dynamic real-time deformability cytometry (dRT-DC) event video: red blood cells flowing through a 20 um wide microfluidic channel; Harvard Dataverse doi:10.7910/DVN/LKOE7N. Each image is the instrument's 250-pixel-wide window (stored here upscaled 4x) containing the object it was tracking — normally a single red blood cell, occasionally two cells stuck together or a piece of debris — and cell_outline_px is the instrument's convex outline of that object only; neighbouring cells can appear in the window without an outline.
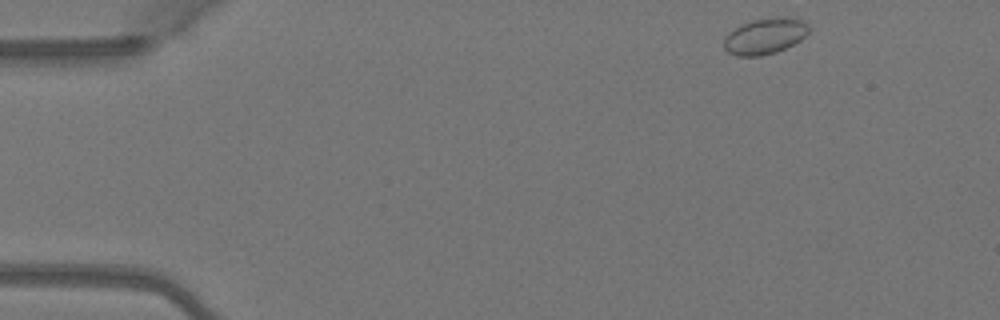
{"species": "Egyptian fruit bat (a non-hibernating species)", "species_latin": "Rousettus aegyptiacus", "temperature_condition": "warm", "stored_images_in_passage": 22, "camera_frame_rate_fps": 3000, "um_per_image_px": 0.085, "animal": {"sex": "female"}, "frame": {"image": 1, "passage_image": 1, "time_ms": 0.0, "image_size_px": [1000, 320], "cell_outline_px": [[808, 32], [800, 40], [776, 52], [760, 56], [736, 56], [728, 52], [724, 48], [724, 40], [728, 32], [740, 24], [752, 20], [804, 20], [808, 24]], "centroid_in_image_um": [64.94, 3.12], "position_along_channel_um": 20.1, "area_um2": 17.05}}
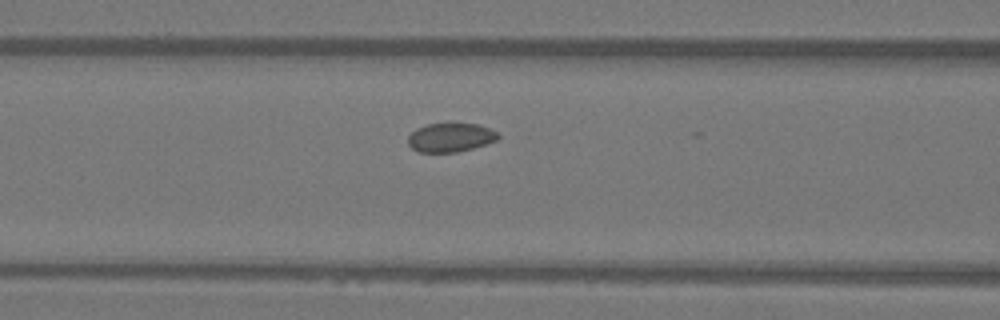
{"frame": {"image": 2, "passage_image": 16, "time_ms": 5.0, "image_size_px": [1000, 320], "cell_outline_px": [[500, 136], [496, 140], [472, 148], [456, 152], [420, 152], [412, 148], [408, 144], [408, 136], [416, 128], [428, 124], [480, 124], [496, 132]], "centroid_in_image_um": [38.26, 11.68], "position_along_channel_um": 128.3, "area_um2": 14.91}}
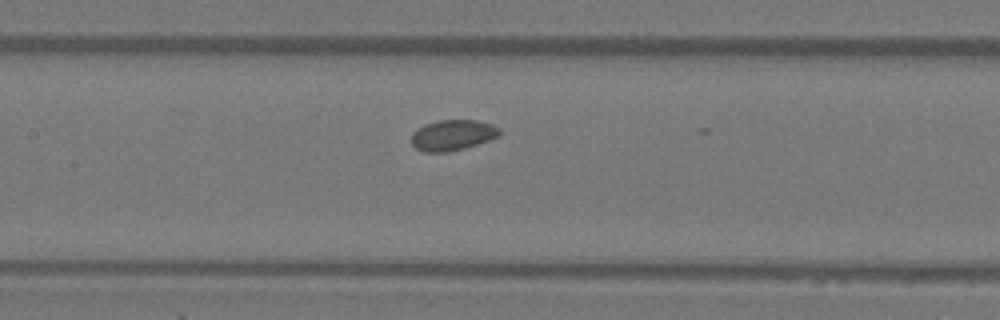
{"frame": {"image": 3, "passage_image": 19, "time_ms": 6.0, "image_size_px": [1000, 320], "cell_outline_px": [[500, 136], [464, 148], [448, 152], [424, 152], [416, 148], [412, 144], [412, 132], [416, 128], [424, 124], [436, 120], [476, 120], [492, 124], [500, 128]], "centroid_in_image_um": [38.45, 11.47], "position_along_channel_um": 168.9, "area_um2": 15.84}}